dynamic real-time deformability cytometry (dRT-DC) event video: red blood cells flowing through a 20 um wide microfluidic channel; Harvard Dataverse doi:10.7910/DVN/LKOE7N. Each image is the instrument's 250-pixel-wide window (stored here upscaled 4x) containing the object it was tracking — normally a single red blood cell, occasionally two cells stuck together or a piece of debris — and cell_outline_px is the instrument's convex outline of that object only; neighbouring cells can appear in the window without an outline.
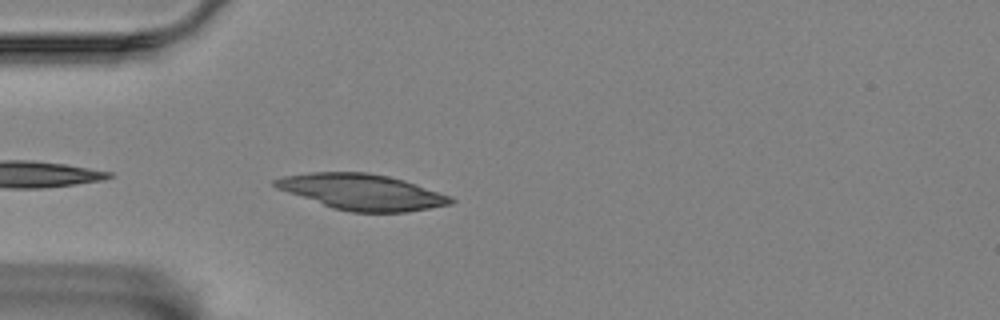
{"species": "Egyptian fruit bat (a non-hibernating species)", "species_latin": "Rousettus aegyptiacus", "temperature_condition": "room temperature", "stored_images_in_passage": 41, "camera_frame_rate_fps": 3000, "um_per_image_px": 0.085, "animal": {"sex": "female"}, "frame": {"image": 1, "passage_image": 2, "time_ms": 0.333, "image_size_px": [1000, 320], "cell_outline_px": [[456, 200], [452, 204], [404, 212], [352, 212], [332, 208], [276, 188], [272, 184], [272, 180], [284, 176], [312, 172], [368, 172], [388, 176], [404, 180], [452, 196]], "centroid_in_image_um": [30.77, 16.31], "position_along_channel_um": 54.2, "area_um2": 36.59}}
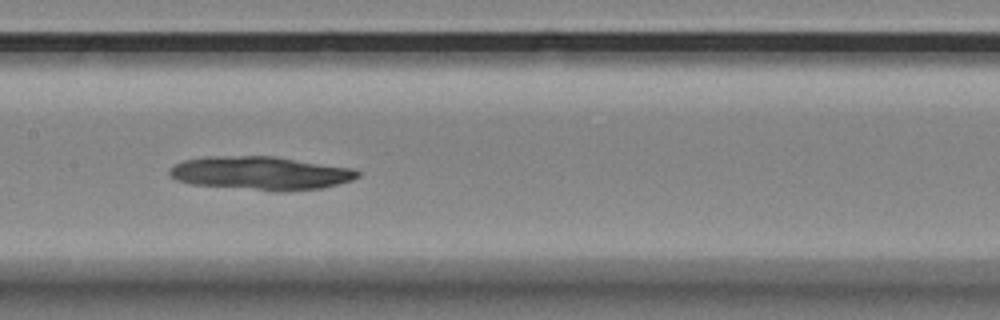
{"frame": {"image": 2, "passage_image": 14, "time_ms": 4.333, "image_size_px": [1000, 320], "cell_outline_px": [[360, 176], [352, 180], [324, 188], [280, 192], [192, 184], [176, 180], [168, 172], [176, 164], [184, 160], [208, 156], [272, 156], [352, 168], [360, 172]], "centroid_in_image_um": [22.19, 14.72], "position_along_channel_um": 185.2, "area_um2": 36.59}}
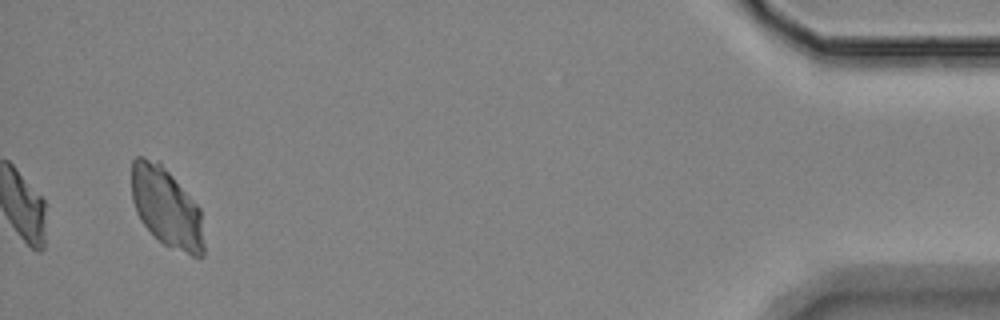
{"frame": {"image": 3, "passage_image": 41, "time_ms": 13.333, "image_size_px": [1000, 320], "cell_outline_px": [[204, 256], [200, 260], [164, 244], [140, 220], [136, 212], [132, 200], [132, 160], [136, 156], [144, 156], [156, 160], [172, 176], [200, 208], [204, 244]], "centroid_in_image_um": [14.16, 17.65], "position_along_channel_um": 421.0, "area_um2": 33.35}}